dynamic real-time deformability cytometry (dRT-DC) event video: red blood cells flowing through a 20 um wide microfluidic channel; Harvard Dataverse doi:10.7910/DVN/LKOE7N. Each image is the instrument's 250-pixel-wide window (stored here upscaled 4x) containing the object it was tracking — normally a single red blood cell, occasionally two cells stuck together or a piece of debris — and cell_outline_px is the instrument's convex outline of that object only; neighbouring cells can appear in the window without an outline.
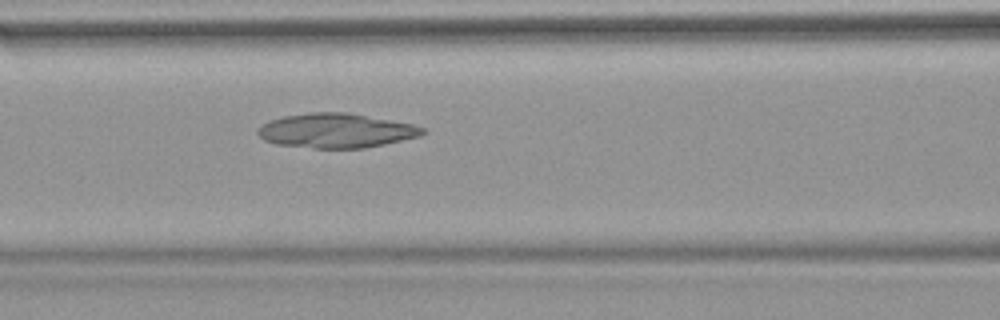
{"species": "common noctule bat (a hibernating species)", "species_latin": "Nyctalus noctula", "temperature_condition": "warm", "stored_images_in_passage": 53, "camera_frame_rate_fps": 3000, "um_per_image_px": 0.085, "animal": {"sex": "female", "body_mass_g": 18.4}, "frame": {"image": 1, "passage_image": 23, "time_ms": 7.333, "image_size_px": [1000, 320], "cell_outline_px": [[428, 132], [420, 136], [384, 144], [364, 148], [312, 148], [276, 144], [264, 140], [256, 132], [268, 120], [284, 116], [308, 112], [348, 112], [412, 124], [424, 128]], "centroid_in_image_um": [28.57, 11.1], "position_along_channel_um": 138.0, "area_um2": 33.06}}